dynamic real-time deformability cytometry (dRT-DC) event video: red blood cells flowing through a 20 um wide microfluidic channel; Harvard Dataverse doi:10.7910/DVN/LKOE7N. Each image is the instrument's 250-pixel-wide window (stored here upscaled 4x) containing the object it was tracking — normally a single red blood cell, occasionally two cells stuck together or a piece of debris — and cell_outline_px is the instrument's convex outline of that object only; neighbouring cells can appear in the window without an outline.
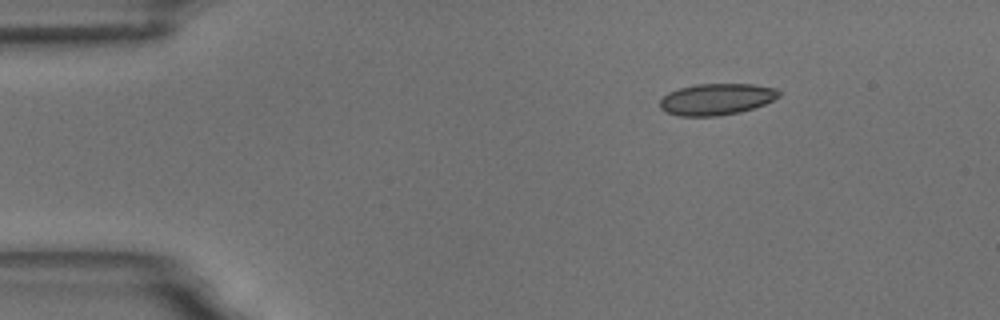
{"species": "common noctule bat (a hibernating species)", "species_latin": "Nyctalus noctula", "temperature_condition": "room temperature", "stored_images_in_passage": 13, "camera_frame_rate_fps": 3000, "um_per_image_px": 0.085, "animal": {"sex": "male", "body_mass_g": 18.8}, "frame": {"image": 1, "passage_image": 1, "time_ms": 0.0, "image_size_px": [1000, 320], "cell_outline_px": [[780, 96], [764, 104], [740, 112], [716, 116], [676, 116], [664, 112], [660, 108], [660, 100], [668, 92], [680, 88], [696, 84], [752, 84], [776, 88], [780, 92]], "centroid_in_image_um": [60.87, 8.44], "position_along_channel_um": 24.1, "area_um2": 21.85}}
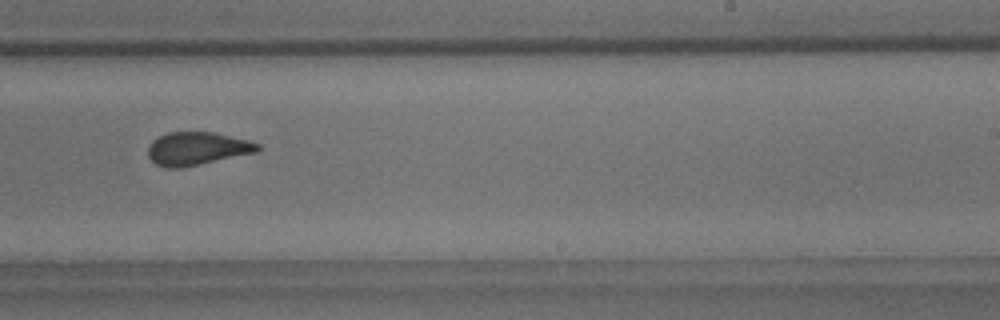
{"frame": {"image": 2, "passage_image": 8, "time_ms": 9.0, "image_size_px": [1000, 320], "cell_outline_px": [[260, 148], [256, 152], [180, 168], [168, 168], [156, 164], [148, 156], [148, 148], [152, 140], [168, 132], [212, 132], [248, 140], [260, 144]], "centroid_in_image_um": [16.73, 12.62], "position_along_channel_um": 272.3, "area_um2": 20.87}}
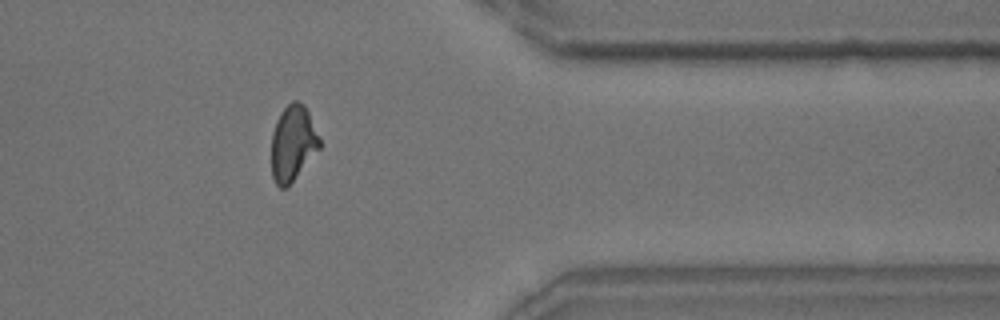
{"frame": {"image": 3, "passage_image": 11, "time_ms": 12.667, "image_size_px": [1000, 320], "cell_outline_px": [[320, 148], [288, 188], [280, 188], [276, 184], [272, 176], [272, 132], [276, 120], [280, 112], [292, 100], [296, 100], [304, 104], [308, 112], [320, 140]], "centroid_in_image_um": [24.88, 12.19], "position_along_channel_um": 386.5, "area_um2": 21.27}}